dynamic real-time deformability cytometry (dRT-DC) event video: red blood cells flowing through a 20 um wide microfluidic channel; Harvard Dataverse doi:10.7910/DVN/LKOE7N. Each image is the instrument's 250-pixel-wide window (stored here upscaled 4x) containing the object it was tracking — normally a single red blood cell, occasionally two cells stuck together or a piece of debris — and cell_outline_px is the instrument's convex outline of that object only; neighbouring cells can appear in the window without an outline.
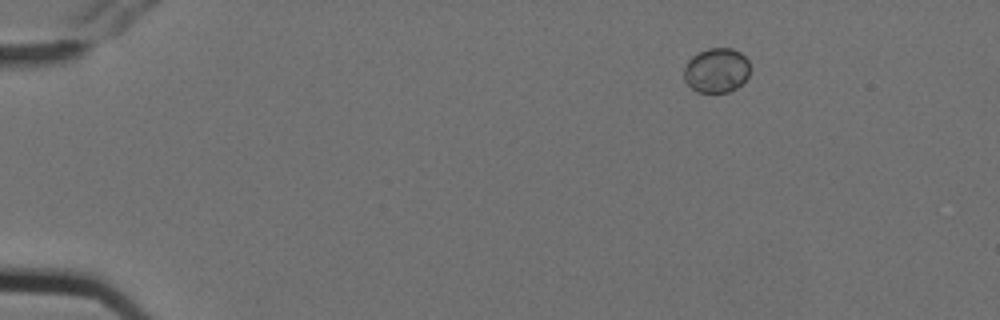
{"species": "Egyptian fruit bat (a non-hibernating species)", "species_latin": "Rousettus aegyptiacus", "temperature_condition": "cold", "stored_images_in_passage": 7, "camera_frame_rate_fps": 3000, "um_per_image_px": 0.085, "animal": {"sex": "female"}, "frame": {"image": 1, "passage_image": 2, "time_ms": 0.333, "image_size_px": [1000, 320], "cell_outline_px": [[748, 76], [736, 88], [728, 92], [696, 92], [684, 80], [684, 68], [688, 60], [692, 56], [708, 48], [732, 48], [740, 52], [748, 60]], "centroid_in_image_um": [60.88, 5.97], "position_along_channel_um": 24.1, "area_um2": 17.05}}
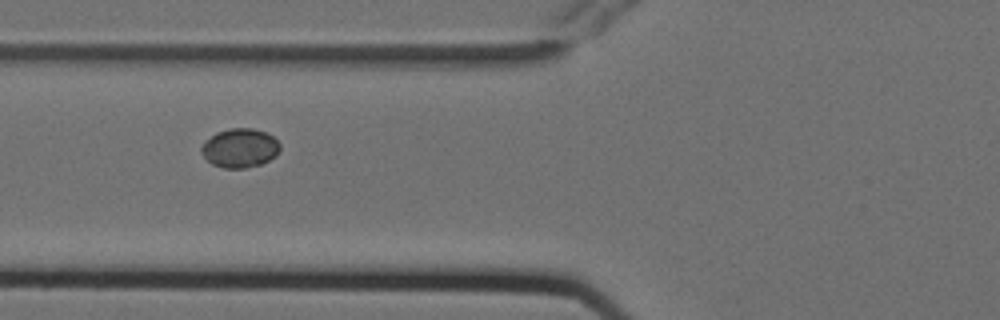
{"frame": {"image": 2, "passage_image": 6, "time_ms": 1.667, "image_size_px": [1000, 320], "cell_outline_px": [[280, 152], [276, 156], [260, 164], [244, 168], [224, 168], [212, 164], [200, 152], [200, 148], [204, 140], [216, 132], [232, 128], [252, 128], [264, 132], [272, 136], [280, 144]], "centroid_in_image_um": [20.37, 12.58], "position_along_channel_um": 105.4, "area_um2": 17.92}}
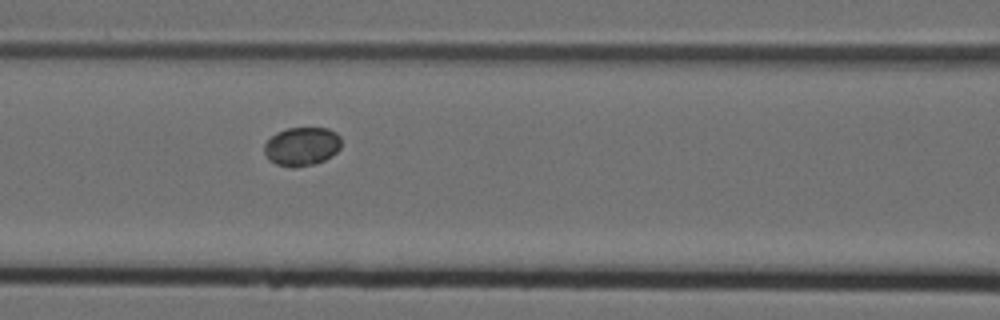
{"frame": {"image": 3, "passage_image": 7, "time_ms": 2.0, "image_size_px": [1000, 320], "cell_outline_px": [[340, 148], [332, 156], [316, 164], [292, 168], [276, 164], [268, 160], [264, 152], [264, 144], [276, 132], [288, 128], [328, 128], [336, 132], [340, 136]], "centroid_in_image_um": [25.65, 12.45], "position_along_channel_um": 141.0, "area_um2": 17.51}}